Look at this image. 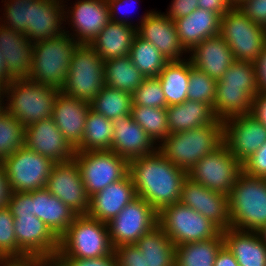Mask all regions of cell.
I'll list each match as a JSON object with an SVG mask.
<instances>
[{"instance_id": "1", "label": "cell", "mask_w": 266, "mask_h": 266, "mask_svg": "<svg viewBox=\"0 0 266 266\" xmlns=\"http://www.w3.org/2000/svg\"><path fill=\"white\" fill-rule=\"evenodd\" d=\"M129 175L136 194L157 212L180 202L181 186L187 173L169 161L158 149L129 161Z\"/></svg>"}, {"instance_id": "2", "label": "cell", "mask_w": 266, "mask_h": 266, "mask_svg": "<svg viewBox=\"0 0 266 266\" xmlns=\"http://www.w3.org/2000/svg\"><path fill=\"white\" fill-rule=\"evenodd\" d=\"M259 92L253 62L234 61L216 84L213 110L222 121L252 113L253 98Z\"/></svg>"}, {"instance_id": "3", "label": "cell", "mask_w": 266, "mask_h": 266, "mask_svg": "<svg viewBox=\"0 0 266 266\" xmlns=\"http://www.w3.org/2000/svg\"><path fill=\"white\" fill-rule=\"evenodd\" d=\"M59 92L57 88L33 82L28 78L11 80L0 91V105L28 127L51 118ZM4 100L7 102L4 103Z\"/></svg>"}, {"instance_id": "4", "label": "cell", "mask_w": 266, "mask_h": 266, "mask_svg": "<svg viewBox=\"0 0 266 266\" xmlns=\"http://www.w3.org/2000/svg\"><path fill=\"white\" fill-rule=\"evenodd\" d=\"M223 143V121L217 119L210 125L169 134L158 144V150L188 173L200 159Z\"/></svg>"}, {"instance_id": "5", "label": "cell", "mask_w": 266, "mask_h": 266, "mask_svg": "<svg viewBox=\"0 0 266 266\" xmlns=\"http://www.w3.org/2000/svg\"><path fill=\"white\" fill-rule=\"evenodd\" d=\"M231 228L258 232L266 226V178L243 171L228 195Z\"/></svg>"}, {"instance_id": "6", "label": "cell", "mask_w": 266, "mask_h": 266, "mask_svg": "<svg viewBox=\"0 0 266 266\" xmlns=\"http://www.w3.org/2000/svg\"><path fill=\"white\" fill-rule=\"evenodd\" d=\"M78 44L67 32L34 42L31 74L28 79L60 90L67 78L71 58Z\"/></svg>"}, {"instance_id": "7", "label": "cell", "mask_w": 266, "mask_h": 266, "mask_svg": "<svg viewBox=\"0 0 266 266\" xmlns=\"http://www.w3.org/2000/svg\"><path fill=\"white\" fill-rule=\"evenodd\" d=\"M113 252L107 223L88 215H77L59 238L55 258H100Z\"/></svg>"}, {"instance_id": "8", "label": "cell", "mask_w": 266, "mask_h": 266, "mask_svg": "<svg viewBox=\"0 0 266 266\" xmlns=\"http://www.w3.org/2000/svg\"><path fill=\"white\" fill-rule=\"evenodd\" d=\"M104 68L105 60L90 44H78L60 92L90 102L105 85Z\"/></svg>"}, {"instance_id": "9", "label": "cell", "mask_w": 266, "mask_h": 266, "mask_svg": "<svg viewBox=\"0 0 266 266\" xmlns=\"http://www.w3.org/2000/svg\"><path fill=\"white\" fill-rule=\"evenodd\" d=\"M219 35L228 44L235 61L254 63L266 44V28L252 22L237 6L221 17Z\"/></svg>"}, {"instance_id": "10", "label": "cell", "mask_w": 266, "mask_h": 266, "mask_svg": "<svg viewBox=\"0 0 266 266\" xmlns=\"http://www.w3.org/2000/svg\"><path fill=\"white\" fill-rule=\"evenodd\" d=\"M157 221L175 246L214 238L221 232L209 219L181 202L163 207Z\"/></svg>"}, {"instance_id": "11", "label": "cell", "mask_w": 266, "mask_h": 266, "mask_svg": "<svg viewBox=\"0 0 266 266\" xmlns=\"http://www.w3.org/2000/svg\"><path fill=\"white\" fill-rule=\"evenodd\" d=\"M73 159L89 198L129 173V161L112 150L76 151Z\"/></svg>"}, {"instance_id": "12", "label": "cell", "mask_w": 266, "mask_h": 266, "mask_svg": "<svg viewBox=\"0 0 266 266\" xmlns=\"http://www.w3.org/2000/svg\"><path fill=\"white\" fill-rule=\"evenodd\" d=\"M1 164L11 192H31L46 188L55 163L24 146L5 157Z\"/></svg>"}, {"instance_id": "13", "label": "cell", "mask_w": 266, "mask_h": 266, "mask_svg": "<svg viewBox=\"0 0 266 266\" xmlns=\"http://www.w3.org/2000/svg\"><path fill=\"white\" fill-rule=\"evenodd\" d=\"M241 172L242 164L223 143L200 159L187 176L212 191L228 196Z\"/></svg>"}, {"instance_id": "14", "label": "cell", "mask_w": 266, "mask_h": 266, "mask_svg": "<svg viewBox=\"0 0 266 266\" xmlns=\"http://www.w3.org/2000/svg\"><path fill=\"white\" fill-rule=\"evenodd\" d=\"M158 212L144 199L136 197L107 223L111 244H135L140 237L158 225Z\"/></svg>"}, {"instance_id": "15", "label": "cell", "mask_w": 266, "mask_h": 266, "mask_svg": "<svg viewBox=\"0 0 266 266\" xmlns=\"http://www.w3.org/2000/svg\"><path fill=\"white\" fill-rule=\"evenodd\" d=\"M223 141L243 164L266 141V127L251 114L233 116L223 121Z\"/></svg>"}, {"instance_id": "16", "label": "cell", "mask_w": 266, "mask_h": 266, "mask_svg": "<svg viewBox=\"0 0 266 266\" xmlns=\"http://www.w3.org/2000/svg\"><path fill=\"white\" fill-rule=\"evenodd\" d=\"M46 189L77 215H87L90 198L74 159L53 165Z\"/></svg>"}, {"instance_id": "17", "label": "cell", "mask_w": 266, "mask_h": 266, "mask_svg": "<svg viewBox=\"0 0 266 266\" xmlns=\"http://www.w3.org/2000/svg\"><path fill=\"white\" fill-rule=\"evenodd\" d=\"M180 202L209 219L221 231L231 228L227 195L212 191L187 176L181 186Z\"/></svg>"}, {"instance_id": "18", "label": "cell", "mask_w": 266, "mask_h": 266, "mask_svg": "<svg viewBox=\"0 0 266 266\" xmlns=\"http://www.w3.org/2000/svg\"><path fill=\"white\" fill-rule=\"evenodd\" d=\"M14 231L18 247L29 258L54 260L59 248V239L47 225L33 215L14 218Z\"/></svg>"}, {"instance_id": "19", "label": "cell", "mask_w": 266, "mask_h": 266, "mask_svg": "<svg viewBox=\"0 0 266 266\" xmlns=\"http://www.w3.org/2000/svg\"><path fill=\"white\" fill-rule=\"evenodd\" d=\"M73 5L70 6L71 10L68 7L67 12H64L65 22L69 20L68 25H72L70 30L73 33H69V30L65 32L79 44H91L110 21L107 0H77Z\"/></svg>"}, {"instance_id": "20", "label": "cell", "mask_w": 266, "mask_h": 266, "mask_svg": "<svg viewBox=\"0 0 266 266\" xmlns=\"http://www.w3.org/2000/svg\"><path fill=\"white\" fill-rule=\"evenodd\" d=\"M140 19L136 26L140 37L151 42L166 60H184L182 56L188 52L179 41L174 20L155 10L147 11Z\"/></svg>"}, {"instance_id": "21", "label": "cell", "mask_w": 266, "mask_h": 266, "mask_svg": "<svg viewBox=\"0 0 266 266\" xmlns=\"http://www.w3.org/2000/svg\"><path fill=\"white\" fill-rule=\"evenodd\" d=\"M24 146L54 163L73 160L76 152L52 118L26 127Z\"/></svg>"}, {"instance_id": "22", "label": "cell", "mask_w": 266, "mask_h": 266, "mask_svg": "<svg viewBox=\"0 0 266 266\" xmlns=\"http://www.w3.org/2000/svg\"><path fill=\"white\" fill-rule=\"evenodd\" d=\"M90 108L89 101L72 98L62 92L54 101L51 118L74 149L81 144Z\"/></svg>"}, {"instance_id": "23", "label": "cell", "mask_w": 266, "mask_h": 266, "mask_svg": "<svg viewBox=\"0 0 266 266\" xmlns=\"http://www.w3.org/2000/svg\"><path fill=\"white\" fill-rule=\"evenodd\" d=\"M114 132L111 149L128 161L154 153L158 146L145 130L132 119L131 114L112 120Z\"/></svg>"}, {"instance_id": "24", "label": "cell", "mask_w": 266, "mask_h": 266, "mask_svg": "<svg viewBox=\"0 0 266 266\" xmlns=\"http://www.w3.org/2000/svg\"><path fill=\"white\" fill-rule=\"evenodd\" d=\"M32 42L24 33L0 24V53L11 80L27 79L31 74Z\"/></svg>"}, {"instance_id": "25", "label": "cell", "mask_w": 266, "mask_h": 266, "mask_svg": "<svg viewBox=\"0 0 266 266\" xmlns=\"http://www.w3.org/2000/svg\"><path fill=\"white\" fill-rule=\"evenodd\" d=\"M136 197L135 186L128 173L123 179L111 183L90 197L87 215L108 223Z\"/></svg>"}, {"instance_id": "26", "label": "cell", "mask_w": 266, "mask_h": 266, "mask_svg": "<svg viewBox=\"0 0 266 266\" xmlns=\"http://www.w3.org/2000/svg\"><path fill=\"white\" fill-rule=\"evenodd\" d=\"M188 53L192 65L215 81L220 80L235 61L228 44L219 34L201 41Z\"/></svg>"}, {"instance_id": "27", "label": "cell", "mask_w": 266, "mask_h": 266, "mask_svg": "<svg viewBox=\"0 0 266 266\" xmlns=\"http://www.w3.org/2000/svg\"><path fill=\"white\" fill-rule=\"evenodd\" d=\"M31 207L33 216L42 220L58 239L77 216L46 188L31 191Z\"/></svg>"}, {"instance_id": "28", "label": "cell", "mask_w": 266, "mask_h": 266, "mask_svg": "<svg viewBox=\"0 0 266 266\" xmlns=\"http://www.w3.org/2000/svg\"><path fill=\"white\" fill-rule=\"evenodd\" d=\"M174 22L181 45L190 52L201 41L219 34L221 16L205 9H196Z\"/></svg>"}, {"instance_id": "29", "label": "cell", "mask_w": 266, "mask_h": 266, "mask_svg": "<svg viewBox=\"0 0 266 266\" xmlns=\"http://www.w3.org/2000/svg\"><path fill=\"white\" fill-rule=\"evenodd\" d=\"M63 3L66 2L64 0H33V30H26V36L32 43L65 33L62 24L65 21L64 10H67V7Z\"/></svg>"}, {"instance_id": "30", "label": "cell", "mask_w": 266, "mask_h": 266, "mask_svg": "<svg viewBox=\"0 0 266 266\" xmlns=\"http://www.w3.org/2000/svg\"><path fill=\"white\" fill-rule=\"evenodd\" d=\"M222 235L240 266H266V246L257 232L228 228Z\"/></svg>"}, {"instance_id": "31", "label": "cell", "mask_w": 266, "mask_h": 266, "mask_svg": "<svg viewBox=\"0 0 266 266\" xmlns=\"http://www.w3.org/2000/svg\"><path fill=\"white\" fill-rule=\"evenodd\" d=\"M166 114L170 134L210 125L218 119L211 105L188 99L183 103L167 106Z\"/></svg>"}, {"instance_id": "32", "label": "cell", "mask_w": 266, "mask_h": 266, "mask_svg": "<svg viewBox=\"0 0 266 266\" xmlns=\"http://www.w3.org/2000/svg\"><path fill=\"white\" fill-rule=\"evenodd\" d=\"M136 34V25L109 21L90 45L105 61L125 57L130 53Z\"/></svg>"}, {"instance_id": "33", "label": "cell", "mask_w": 266, "mask_h": 266, "mask_svg": "<svg viewBox=\"0 0 266 266\" xmlns=\"http://www.w3.org/2000/svg\"><path fill=\"white\" fill-rule=\"evenodd\" d=\"M190 76V59L169 61L158 79L166 97L167 106L177 105L187 100Z\"/></svg>"}, {"instance_id": "34", "label": "cell", "mask_w": 266, "mask_h": 266, "mask_svg": "<svg viewBox=\"0 0 266 266\" xmlns=\"http://www.w3.org/2000/svg\"><path fill=\"white\" fill-rule=\"evenodd\" d=\"M224 246L222 231L214 238L175 246V266H214Z\"/></svg>"}, {"instance_id": "35", "label": "cell", "mask_w": 266, "mask_h": 266, "mask_svg": "<svg viewBox=\"0 0 266 266\" xmlns=\"http://www.w3.org/2000/svg\"><path fill=\"white\" fill-rule=\"evenodd\" d=\"M148 266H175V245L157 225L135 243Z\"/></svg>"}, {"instance_id": "36", "label": "cell", "mask_w": 266, "mask_h": 266, "mask_svg": "<svg viewBox=\"0 0 266 266\" xmlns=\"http://www.w3.org/2000/svg\"><path fill=\"white\" fill-rule=\"evenodd\" d=\"M144 75L129 55L105 61L104 82L108 87L133 93L144 81Z\"/></svg>"}, {"instance_id": "37", "label": "cell", "mask_w": 266, "mask_h": 266, "mask_svg": "<svg viewBox=\"0 0 266 266\" xmlns=\"http://www.w3.org/2000/svg\"><path fill=\"white\" fill-rule=\"evenodd\" d=\"M112 120L90 108L86 118L85 131L76 151L110 150L113 137Z\"/></svg>"}, {"instance_id": "38", "label": "cell", "mask_w": 266, "mask_h": 266, "mask_svg": "<svg viewBox=\"0 0 266 266\" xmlns=\"http://www.w3.org/2000/svg\"><path fill=\"white\" fill-rule=\"evenodd\" d=\"M129 57L145 78L158 77L169 62L149 41L135 35Z\"/></svg>"}, {"instance_id": "39", "label": "cell", "mask_w": 266, "mask_h": 266, "mask_svg": "<svg viewBox=\"0 0 266 266\" xmlns=\"http://www.w3.org/2000/svg\"><path fill=\"white\" fill-rule=\"evenodd\" d=\"M91 109L113 120L131 113L132 94L104 85L101 92L90 101Z\"/></svg>"}, {"instance_id": "40", "label": "cell", "mask_w": 266, "mask_h": 266, "mask_svg": "<svg viewBox=\"0 0 266 266\" xmlns=\"http://www.w3.org/2000/svg\"><path fill=\"white\" fill-rule=\"evenodd\" d=\"M130 114L156 145L170 134L166 109L132 105Z\"/></svg>"}, {"instance_id": "41", "label": "cell", "mask_w": 266, "mask_h": 266, "mask_svg": "<svg viewBox=\"0 0 266 266\" xmlns=\"http://www.w3.org/2000/svg\"><path fill=\"white\" fill-rule=\"evenodd\" d=\"M26 127L0 105V161L24 147Z\"/></svg>"}, {"instance_id": "42", "label": "cell", "mask_w": 266, "mask_h": 266, "mask_svg": "<svg viewBox=\"0 0 266 266\" xmlns=\"http://www.w3.org/2000/svg\"><path fill=\"white\" fill-rule=\"evenodd\" d=\"M3 2H5V12L3 13L5 19L0 18V24L2 26L24 33L25 35L26 30H33V0H2Z\"/></svg>"}, {"instance_id": "43", "label": "cell", "mask_w": 266, "mask_h": 266, "mask_svg": "<svg viewBox=\"0 0 266 266\" xmlns=\"http://www.w3.org/2000/svg\"><path fill=\"white\" fill-rule=\"evenodd\" d=\"M29 258L17 245L14 217L8 206L0 208V260Z\"/></svg>"}, {"instance_id": "44", "label": "cell", "mask_w": 266, "mask_h": 266, "mask_svg": "<svg viewBox=\"0 0 266 266\" xmlns=\"http://www.w3.org/2000/svg\"><path fill=\"white\" fill-rule=\"evenodd\" d=\"M216 84L217 81L195 68L190 60V76L187 92L188 100L207 103L213 107L216 95Z\"/></svg>"}, {"instance_id": "45", "label": "cell", "mask_w": 266, "mask_h": 266, "mask_svg": "<svg viewBox=\"0 0 266 266\" xmlns=\"http://www.w3.org/2000/svg\"><path fill=\"white\" fill-rule=\"evenodd\" d=\"M132 105L167 108L166 97L157 77L145 78L132 93Z\"/></svg>"}, {"instance_id": "46", "label": "cell", "mask_w": 266, "mask_h": 266, "mask_svg": "<svg viewBox=\"0 0 266 266\" xmlns=\"http://www.w3.org/2000/svg\"><path fill=\"white\" fill-rule=\"evenodd\" d=\"M117 266H148L145 256L135 244L120 245L114 248Z\"/></svg>"}, {"instance_id": "47", "label": "cell", "mask_w": 266, "mask_h": 266, "mask_svg": "<svg viewBox=\"0 0 266 266\" xmlns=\"http://www.w3.org/2000/svg\"><path fill=\"white\" fill-rule=\"evenodd\" d=\"M242 171L249 176L266 178V141L242 164Z\"/></svg>"}, {"instance_id": "48", "label": "cell", "mask_w": 266, "mask_h": 266, "mask_svg": "<svg viewBox=\"0 0 266 266\" xmlns=\"http://www.w3.org/2000/svg\"><path fill=\"white\" fill-rule=\"evenodd\" d=\"M54 266H117L116 255L113 252L100 258H54Z\"/></svg>"}, {"instance_id": "49", "label": "cell", "mask_w": 266, "mask_h": 266, "mask_svg": "<svg viewBox=\"0 0 266 266\" xmlns=\"http://www.w3.org/2000/svg\"><path fill=\"white\" fill-rule=\"evenodd\" d=\"M237 8L252 22L266 28V0H242Z\"/></svg>"}, {"instance_id": "50", "label": "cell", "mask_w": 266, "mask_h": 266, "mask_svg": "<svg viewBox=\"0 0 266 266\" xmlns=\"http://www.w3.org/2000/svg\"><path fill=\"white\" fill-rule=\"evenodd\" d=\"M12 216L33 215L31 207V192H11L7 201Z\"/></svg>"}, {"instance_id": "51", "label": "cell", "mask_w": 266, "mask_h": 266, "mask_svg": "<svg viewBox=\"0 0 266 266\" xmlns=\"http://www.w3.org/2000/svg\"><path fill=\"white\" fill-rule=\"evenodd\" d=\"M171 2L166 15L172 20L183 18L198 9V0H173Z\"/></svg>"}, {"instance_id": "52", "label": "cell", "mask_w": 266, "mask_h": 266, "mask_svg": "<svg viewBox=\"0 0 266 266\" xmlns=\"http://www.w3.org/2000/svg\"><path fill=\"white\" fill-rule=\"evenodd\" d=\"M232 7L228 0H198V9L212 11L221 17Z\"/></svg>"}, {"instance_id": "53", "label": "cell", "mask_w": 266, "mask_h": 266, "mask_svg": "<svg viewBox=\"0 0 266 266\" xmlns=\"http://www.w3.org/2000/svg\"><path fill=\"white\" fill-rule=\"evenodd\" d=\"M135 0H107L108 7H109V14H110V21L113 22H119L123 24H127L130 26H133L130 21H128L125 17L121 16L120 18L117 16L119 14L118 11H122L121 8L125 6V4H129L130 2L132 3ZM130 3V5H131ZM135 4V3H134ZM127 7L129 5H126ZM130 7V6H129ZM124 8V7H123ZM133 8V7H132ZM124 11H126L124 9ZM127 13V12H126ZM123 15V14H122ZM124 16H126L124 12ZM129 16V15H128ZM123 17V18H122ZM125 18V19H124Z\"/></svg>"}, {"instance_id": "54", "label": "cell", "mask_w": 266, "mask_h": 266, "mask_svg": "<svg viewBox=\"0 0 266 266\" xmlns=\"http://www.w3.org/2000/svg\"><path fill=\"white\" fill-rule=\"evenodd\" d=\"M251 115L266 127V93L258 92L254 96Z\"/></svg>"}, {"instance_id": "55", "label": "cell", "mask_w": 266, "mask_h": 266, "mask_svg": "<svg viewBox=\"0 0 266 266\" xmlns=\"http://www.w3.org/2000/svg\"><path fill=\"white\" fill-rule=\"evenodd\" d=\"M0 266H54V263L45 258H26L0 260Z\"/></svg>"}, {"instance_id": "56", "label": "cell", "mask_w": 266, "mask_h": 266, "mask_svg": "<svg viewBox=\"0 0 266 266\" xmlns=\"http://www.w3.org/2000/svg\"><path fill=\"white\" fill-rule=\"evenodd\" d=\"M259 92L266 93V44L259 58L254 62Z\"/></svg>"}, {"instance_id": "57", "label": "cell", "mask_w": 266, "mask_h": 266, "mask_svg": "<svg viewBox=\"0 0 266 266\" xmlns=\"http://www.w3.org/2000/svg\"><path fill=\"white\" fill-rule=\"evenodd\" d=\"M214 266H240L229 251V249L224 245L218 252Z\"/></svg>"}, {"instance_id": "58", "label": "cell", "mask_w": 266, "mask_h": 266, "mask_svg": "<svg viewBox=\"0 0 266 266\" xmlns=\"http://www.w3.org/2000/svg\"><path fill=\"white\" fill-rule=\"evenodd\" d=\"M11 190L3 165L0 163V208L7 205Z\"/></svg>"}, {"instance_id": "59", "label": "cell", "mask_w": 266, "mask_h": 266, "mask_svg": "<svg viewBox=\"0 0 266 266\" xmlns=\"http://www.w3.org/2000/svg\"><path fill=\"white\" fill-rule=\"evenodd\" d=\"M11 81V79L7 76L4 57L0 53V91Z\"/></svg>"}, {"instance_id": "60", "label": "cell", "mask_w": 266, "mask_h": 266, "mask_svg": "<svg viewBox=\"0 0 266 266\" xmlns=\"http://www.w3.org/2000/svg\"><path fill=\"white\" fill-rule=\"evenodd\" d=\"M257 233L259 234L263 244L266 246V226L261 228Z\"/></svg>"}, {"instance_id": "61", "label": "cell", "mask_w": 266, "mask_h": 266, "mask_svg": "<svg viewBox=\"0 0 266 266\" xmlns=\"http://www.w3.org/2000/svg\"><path fill=\"white\" fill-rule=\"evenodd\" d=\"M233 6H237L242 0H228Z\"/></svg>"}]
</instances>
